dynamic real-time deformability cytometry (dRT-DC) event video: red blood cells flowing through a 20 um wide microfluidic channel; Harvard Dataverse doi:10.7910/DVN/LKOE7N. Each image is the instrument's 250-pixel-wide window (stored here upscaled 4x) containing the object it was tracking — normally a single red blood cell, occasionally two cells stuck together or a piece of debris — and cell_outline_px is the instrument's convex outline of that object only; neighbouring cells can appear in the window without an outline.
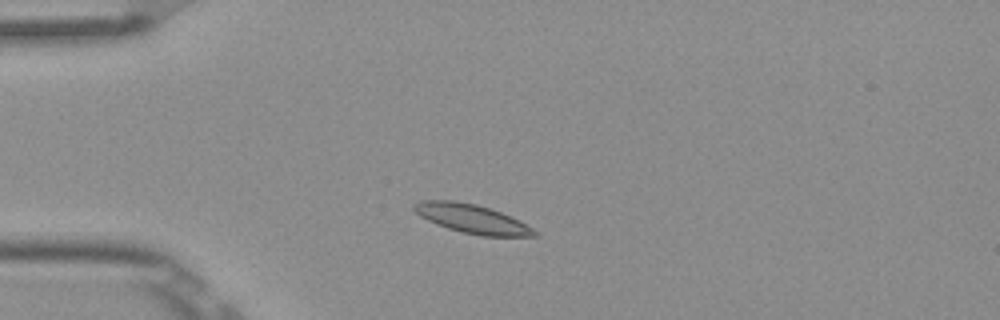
{"species": "Egyptian fruit bat (a non-hibernating species)", "species_latin": "Rousettus aegyptiacus", "temperature_condition": "room temperature", "stored_images_in_passage": 7, "camera_frame_rate_fps": 3000, "um_per_image_px": 0.085, "frame": {"image": 1, "passage_image": 2, "time_ms": 0.333, "image_size_px": [1000, 320], "cell_outline_px": [[536, 236], [480, 236], [460, 232], [436, 224], [420, 216], [412, 208], [412, 204], [420, 200], [452, 200], [476, 204], [492, 208], [532, 228], [536, 232]], "centroid_in_image_um": [40.04, 18.58], "position_along_channel_um": 45.0, "area_um2": 20.11}}
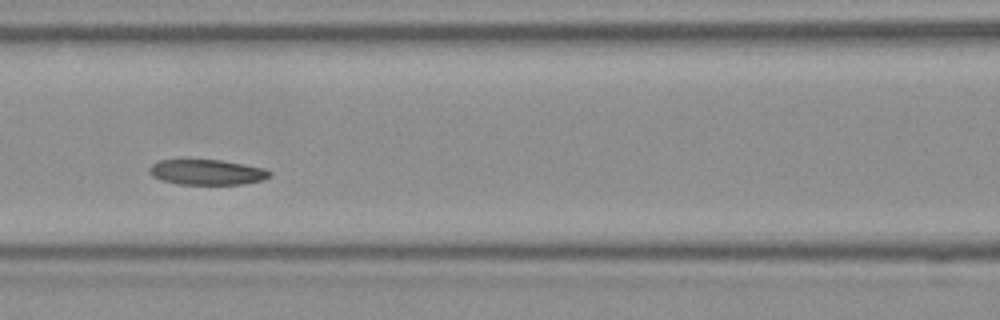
{"frame": {"image": 2, "passage_image": 5, "time_ms": 1.333, "image_size_px": [1000, 320], "cell_outline_px": [[272, 176], [264, 180], [244, 184], [180, 184], [160, 180], [152, 176], [148, 172], [148, 168], [152, 164], [160, 160], [220, 160], [244, 164], [264, 168], [272, 172]], "centroid_in_image_um": [17.61, 14.64], "position_along_channel_um": 149.0, "area_um2": 17.86}}
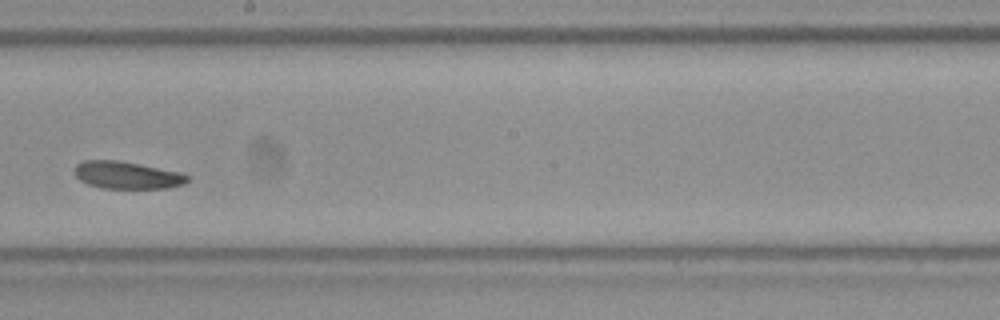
{"frame": {"image": 3, "passage_image": 7, "time_ms": 2.0, "image_size_px": [1000, 320], "cell_outline_px": [[188, 180], [184, 184], [168, 188], [100, 188], [88, 184], [80, 180], [72, 172], [72, 168], [76, 164], [84, 160], [116, 160], [140, 164], [180, 172], [188, 176]], "centroid_in_image_um": [10.74, 14.88], "position_along_channel_um": 237.5, "area_um2": 18.09}}